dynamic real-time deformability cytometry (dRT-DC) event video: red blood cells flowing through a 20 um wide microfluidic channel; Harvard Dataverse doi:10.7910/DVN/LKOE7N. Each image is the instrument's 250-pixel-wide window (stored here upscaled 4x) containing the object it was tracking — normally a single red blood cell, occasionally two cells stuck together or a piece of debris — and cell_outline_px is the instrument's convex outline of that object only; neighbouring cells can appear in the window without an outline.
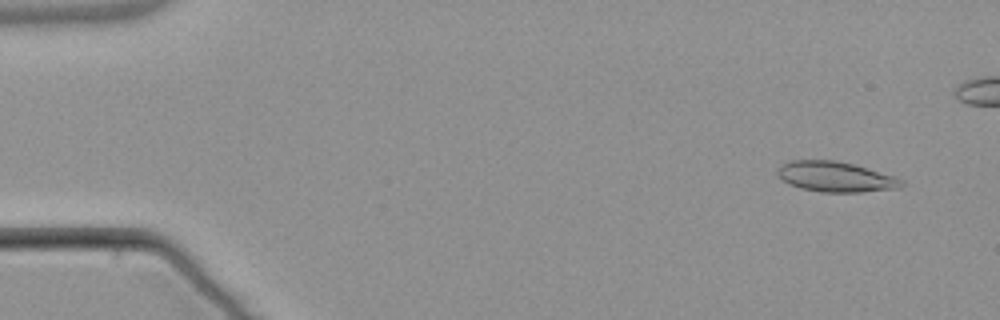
{"species": "common noctule bat (a hibernating species)", "species_latin": "Nyctalus noctula", "temperature_condition": "warm", "stored_images_in_passage": 5, "camera_frame_rate_fps": 3000, "um_per_image_px": 0.085, "animal": {"sex": "male", "body_mass_g": 21.5, "forearm_length_mm": 52.0}, "frame": {"image": 1, "passage_image": 1, "time_ms": 0.0, "image_size_px": [1000, 320], "cell_outline_px": [[904, 184], [900, 188], [860, 192], [820, 192], [800, 188], [788, 184], [776, 172], [788, 160], [836, 160], [852, 164], [892, 176], [904, 180]], "centroid_in_image_um": [71.02, 15.03], "position_along_channel_um": 14.0, "area_um2": 21.62}}